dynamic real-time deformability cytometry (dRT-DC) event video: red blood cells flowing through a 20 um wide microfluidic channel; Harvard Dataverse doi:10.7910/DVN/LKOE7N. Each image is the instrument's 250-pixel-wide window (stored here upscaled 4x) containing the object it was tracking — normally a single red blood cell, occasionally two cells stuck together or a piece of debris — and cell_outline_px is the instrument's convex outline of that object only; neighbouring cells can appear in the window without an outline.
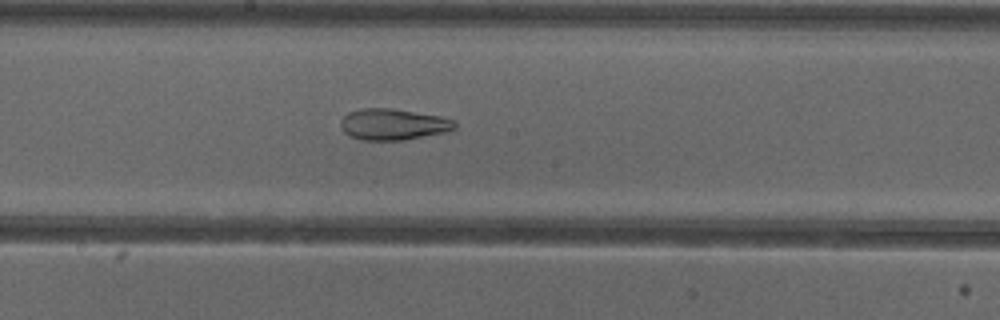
{"species": "common noctule bat (a hibernating species)", "species_latin": "Nyctalus noctula", "temperature_condition": "cold", "stored_images_in_passage": 53, "camera_frame_rate_fps": 3000, "um_per_image_px": 0.085, "animal": {"sex": "female"}, "frame": {"image": 1, "passage_image": 29, "time_ms": 9.333, "image_size_px": [1000, 320], "cell_outline_px": [[456, 128], [444, 132], [404, 140], [364, 140], [352, 136], [344, 132], [340, 124], [340, 120], [348, 112], [364, 108], [392, 108], [440, 116], [456, 120]], "centroid_in_image_um": [33.43, 10.56], "position_along_channel_um": 214.8, "area_um2": 20.69}}
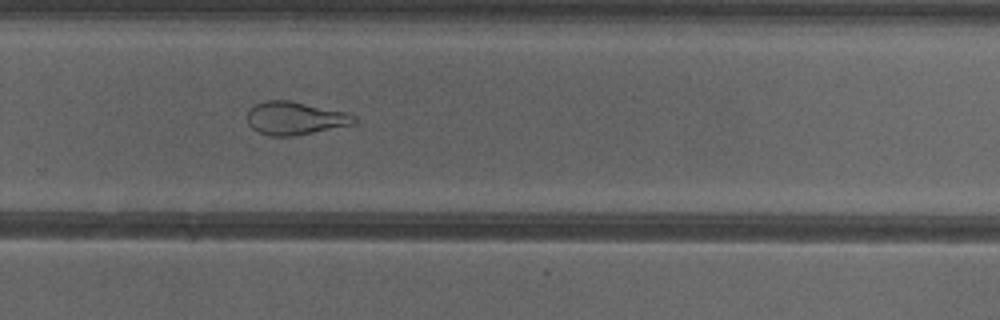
{"frame": {"image": 2, "passage_image": 36, "time_ms": 11.667, "image_size_px": [1000, 320], "cell_outline_px": [[356, 124], [312, 132], [288, 136], [268, 136], [256, 132], [248, 124], [248, 108], [256, 104], [268, 100], [288, 100], [348, 112], [356, 116]], "centroid_in_image_um": [25.08, 10.04], "position_along_channel_um": 304.7, "area_um2": 20.63}}
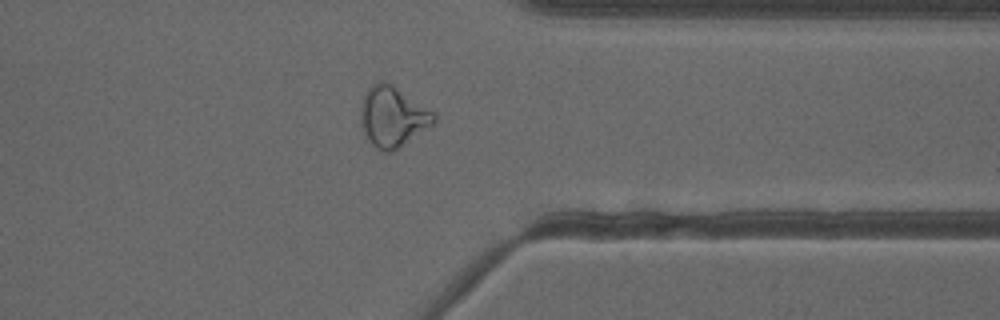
{"frame": {"image": 3, "passage_image": 42, "time_ms": 13.667, "image_size_px": [1000, 320], "cell_outline_px": [[436, 120], [432, 128], [400, 148], [392, 152], [380, 152], [368, 140], [364, 132], [360, 120], [360, 108], [364, 92], [372, 84], [380, 80], [384, 80], [392, 84], [432, 112], [436, 116]], "centroid_in_image_um": [33.37, 9.95], "position_along_channel_um": 378.0, "area_um2": 26.18}, "authors_computed_cell_mechanics": {"area_um2": 27.0504, "velocity_mm_per_s": 3.8739, "shape_relaxation_time_tau1_ms": null, "shape_relaxation_time_tau2_ms": 2.4022, "deformation_change_tau1": null, "deformation_change_tau2": 0.1046}}